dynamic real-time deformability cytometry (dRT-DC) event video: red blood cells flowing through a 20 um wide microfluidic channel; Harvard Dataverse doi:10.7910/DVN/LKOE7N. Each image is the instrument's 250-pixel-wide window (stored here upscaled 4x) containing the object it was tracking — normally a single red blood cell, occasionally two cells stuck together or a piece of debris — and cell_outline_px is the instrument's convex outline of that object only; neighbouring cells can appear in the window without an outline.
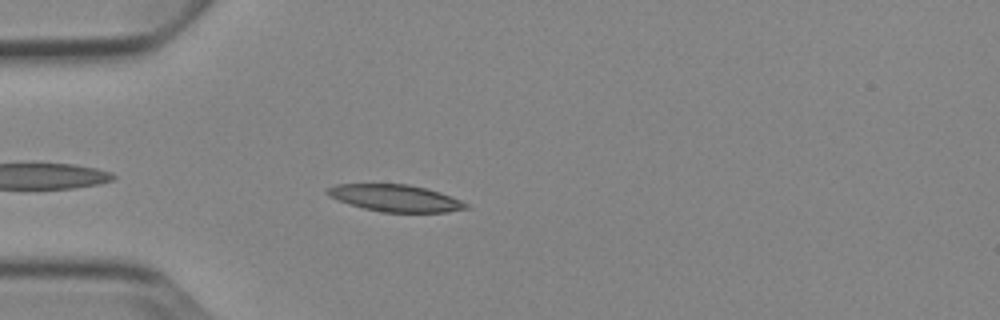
{"species": "Egyptian fruit bat (a non-hibernating species)", "species_latin": "Rousettus aegyptiacus", "temperature_condition": "cold", "stored_images_in_passage": 15, "camera_frame_rate_fps": 3000, "um_per_image_px": 0.085, "animal": {"sex": "female"}, "frame": {"image": 1, "passage_image": 4, "time_ms": 1.0, "image_size_px": [1000, 320], "cell_outline_px": [[468, 208], [448, 212], [380, 212], [348, 204], [328, 196], [324, 192], [324, 188], [336, 184], [408, 184], [440, 192], [452, 196], [468, 204]], "centroid_in_image_um": [33.55, 16.83], "position_along_channel_um": 51.4, "area_um2": 21.85}}
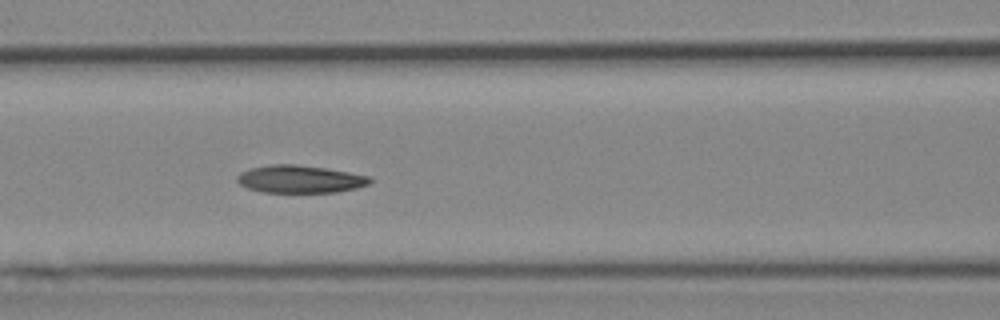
{"frame": {"image": 2, "passage_image": 12, "time_ms": 3.667, "image_size_px": [1000, 320], "cell_outline_px": [[372, 184], [356, 188], [336, 192], [260, 192], [248, 188], [240, 184], [236, 180], [236, 176], [240, 172], [252, 168], [272, 164], [296, 164], [324, 168], [348, 172], [368, 176], [372, 180]], "centroid_in_image_um": [25.49, 15.23], "position_along_channel_um": 141.1, "area_um2": 21.33}}
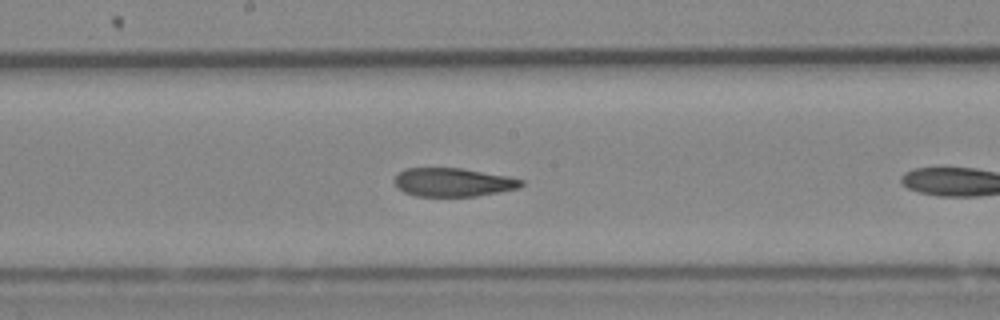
{"frame": {"image": 3, "passage_image": 14, "time_ms": 4.333, "image_size_px": [1000, 320], "cell_outline_px": [[524, 184], [520, 188], [500, 192], [476, 196], [416, 196], [404, 192], [396, 188], [392, 180], [404, 168], [460, 168], [508, 176], [524, 180]], "centroid_in_image_um": [38.5, 15.49], "position_along_channel_um": 209.7, "area_um2": 21.27}}